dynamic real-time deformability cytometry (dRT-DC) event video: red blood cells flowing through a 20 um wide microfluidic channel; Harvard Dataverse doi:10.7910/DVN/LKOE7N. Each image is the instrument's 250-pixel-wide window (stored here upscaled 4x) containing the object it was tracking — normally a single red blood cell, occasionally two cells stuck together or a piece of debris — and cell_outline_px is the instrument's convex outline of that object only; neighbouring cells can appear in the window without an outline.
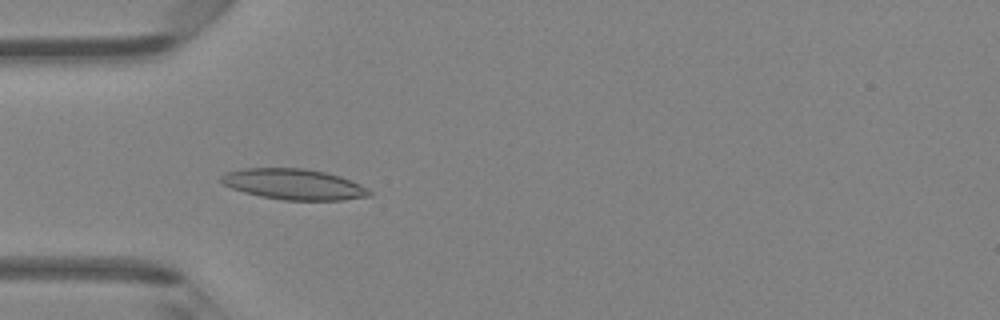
{"species": "Egyptian fruit bat (a non-hibernating species)", "species_latin": "Rousettus aegyptiacus", "temperature_condition": "room temperature", "stored_images_in_passage": 48, "camera_frame_rate_fps": 3000, "um_per_image_px": 0.085, "animal": {"sex": "female"}, "frame": {"image": 1, "passage_image": 15, "time_ms": 4.667, "image_size_px": [1000, 320], "cell_outline_px": [[372, 196], [344, 200], [284, 200], [260, 196], [244, 192], [232, 188], [224, 184], [220, 180], [220, 176], [224, 172], [244, 168], [304, 168], [328, 172], [340, 176], [360, 184], [368, 188], [372, 192]], "centroid_in_image_um": [24.99, 15.66], "position_along_channel_um": 60.0, "area_um2": 26.76}}
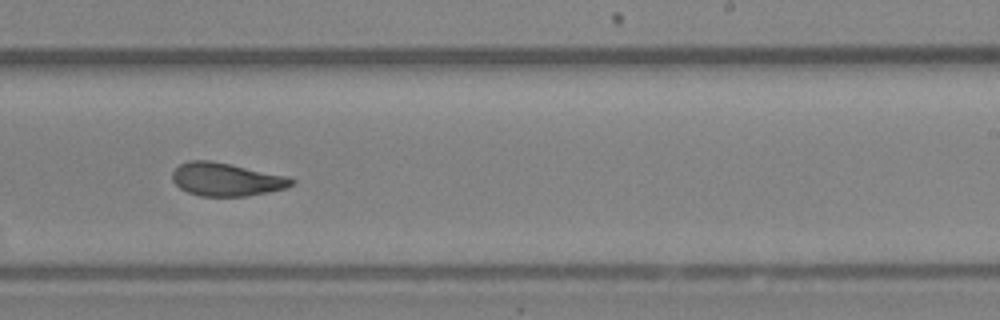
{"frame": {"image": 2, "passage_image": 30, "time_ms": 9.667, "image_size_px": [1000, 320], "cell_outline_px": [[296, 180], [292, 184], [284, 188], [268, 192], [248, 196], [200, 196], [188, 192], [180, 188], [172, 180], [172, 172], [180, 164], [188, 160], [212, 160], [292, 176]], "centroid_in_image_um": [19.27, 15.23], "position_along_channel_um": 269.7, "area_um2": 23.35}}
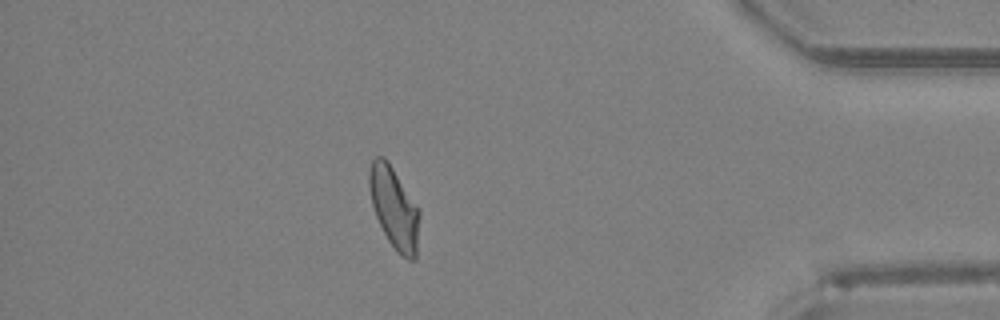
{"frame": {"image": 3, "passage_image": 42, "time_ms": 13.667, "image_size_px": [1000, 320], "cell_outline_px": [[420, 212], [416, 260], [408, 260], [396, 252], [388, 240], [376, 216], [372, 204], [368, 184], [368, 168], [372, 160], [376, 156], [384, 156], [388, 160], [420, 208]], "centroid_in_image_um": [33.51, 17.65], "position_along_channel_um": 401.7, "area_um2": 24.28}, "authors_computed_cell_mechanics": {"area_um2": 24.1604, "velocity_mm_per_s": 4.2714, "shape_relaxation_time_tau1_ms": 4.1091, "shape_relaxation_time_tau2_ms": 1.6225, "deformation_change_tau1": 0.1401, "deformation_change_tau2": 0.0789}}